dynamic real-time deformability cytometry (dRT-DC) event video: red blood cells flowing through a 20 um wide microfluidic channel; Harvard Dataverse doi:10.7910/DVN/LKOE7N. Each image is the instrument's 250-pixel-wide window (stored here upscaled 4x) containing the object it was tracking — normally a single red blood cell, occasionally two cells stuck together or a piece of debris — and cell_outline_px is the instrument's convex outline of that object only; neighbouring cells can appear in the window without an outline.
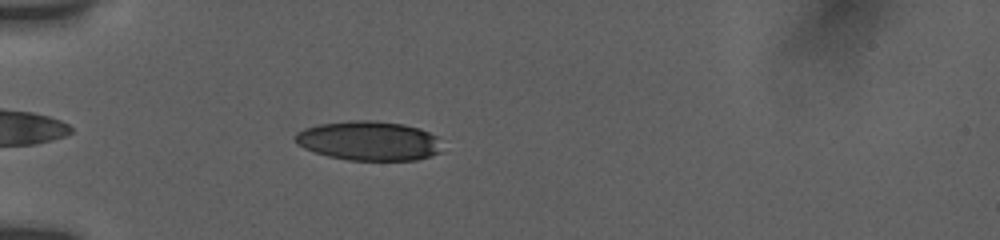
{"species": "human", "species_latin": "Homo sapiens", "temperature_condition": "room temperature", "stored_images_in_passage": 30, "camera_frame_rate_fps": 3000, "um_per_image_px": 0.085, "donor": {"sex": "female"}, "frame": {"image": 1, "passage_image": 7, "time_ms": 1.333, "image_size_px": [1000, 240], "cell_outline_px": [[440, 152], [416, 160], [348, 160], [328, 156], [304, 148], [296, 144], [292, 136], [296, 132], [304, 128], [320, 124], [348, 120], [372, 120], [404, 124], [420, 128], [436, 136]], "centroid_in_image_um": [31.28, 11.96], "position_along_channel_um": 53.7, "area_um2": 33.7}}
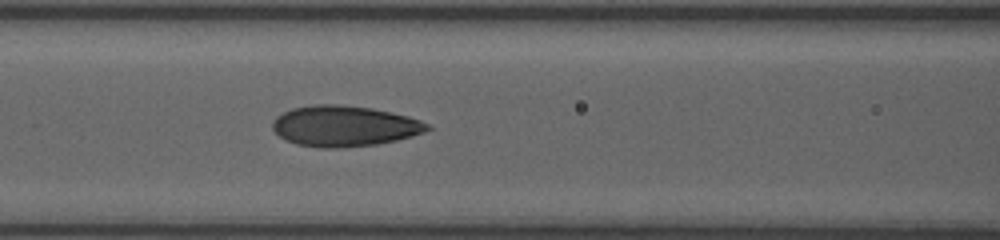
{"frame": {"image": 2, "passage_image": 18, "time_ms": 4.0, "image_size_px": [1000, 240], "cell_outline_px": [[432, 128], [424, 132], [412, 136], [396, 140], [376, 144], [340, 148], [324, 148], [296, 144], [284, 140], [272, 128], [272, 120], [276, 116], [292, 108], [312, 104], [340, 104], [372, 108], [392, 112], [408, 116], [432, 124]], "centroid_in_image_um": [29.27, 10.71], "position_along_channel_um": 137.3, "area_um2": 37.05}}
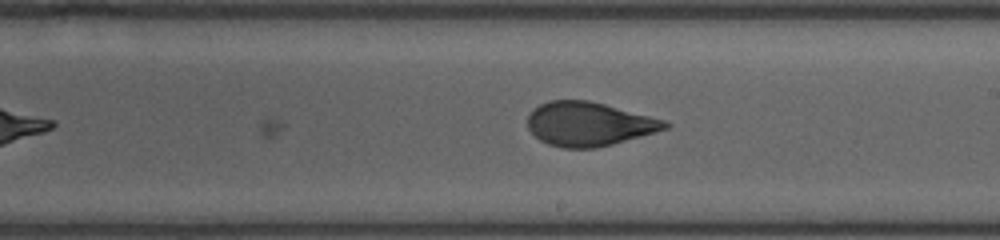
{"frame": {"image": 3, "passage_image": 30, "time_ms": 6.667, "image_size_px": [1000, 240], "cell_outline_px": [[672, 124], [668, 128], [612, 144], [596, 148], [564, 148], [548, 144], [540, 140], [528, 128], [528, 116], [540, 104], [548, 100], [588, 100], [604, 104], [664, 120]], "centroid_in_image_um": [50.04, 10.54], "position_along_channel_um": 239.0, "area_um2": 34.74}}